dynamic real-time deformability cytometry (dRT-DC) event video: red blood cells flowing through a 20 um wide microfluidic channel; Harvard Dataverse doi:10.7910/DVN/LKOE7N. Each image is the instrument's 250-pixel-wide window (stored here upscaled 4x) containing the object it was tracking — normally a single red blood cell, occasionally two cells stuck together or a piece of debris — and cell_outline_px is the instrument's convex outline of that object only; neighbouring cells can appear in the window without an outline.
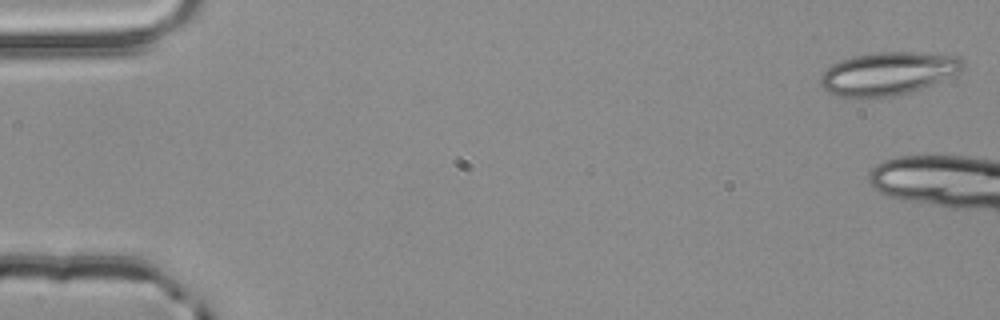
{"species": "common noctule bat (a hibernating species)", "species_latin": "Nyctalus noctula", "temperature_condition": "room temperature", "stored_images_in_passage": 10, "camera_frame_rate_fps": 3000, "um_per_image_px": 0.085, "animal": {"sex": "male", "body_mass_g": 20.4}, "frame": {"image": 1, "passage_image": 1, "time_ms": 0.0, "image_size_px": [1000, 320], "cell_outline_px": [[964, 68], [960, 72], [920, 88], [908, 92], [892, 96], [868, 100], [840, 96], [828, 92], [820, 84], [820, 76], [832, 64], [840, 60], [872, 52], [916, 52], [960, 56], [964, 60]], "centroid_in_image_um": [75.46, 6.26], "position_along_channel_um": 9.5, "area_um2": 35.89}}